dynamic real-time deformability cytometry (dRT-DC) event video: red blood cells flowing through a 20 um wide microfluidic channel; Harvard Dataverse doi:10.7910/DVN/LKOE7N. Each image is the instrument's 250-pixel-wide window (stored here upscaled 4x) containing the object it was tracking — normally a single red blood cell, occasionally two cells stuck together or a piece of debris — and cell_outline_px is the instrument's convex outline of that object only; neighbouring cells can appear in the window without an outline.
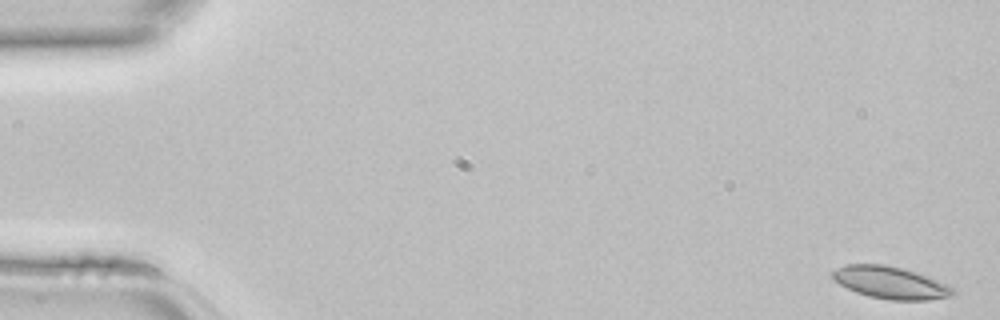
{"species": "common noctule bat (a hibernating species)", "species_latin": "Nyctalus noctula", "temperature_condition": "room temperature", "stored_images_in_passage": 45, "camera_frame_rate_fps": 3000, "um_per_image_px": 0.085, "animal": {"sex": "female", "body_mass_g": 22.7, "forearm_length_mm": 54.2}, "frame": {"image": 1, "passage_image": 1, "time_ms": 0.0, "image_size_px": [1000, 320], "cell_outline_px": [[956, 292], [952, 296], [928, 300], [892, 300], [868, 296], [856, 292], [832, 280], [832, 272], [836, 268], [848, 264], [884, 264], [916, 272], [928, 276], [948, 284]], "centroid_in_image_um": [75.69, 24.02], "position_along_channel_um": 9.3, "area_um2": 22.6}}
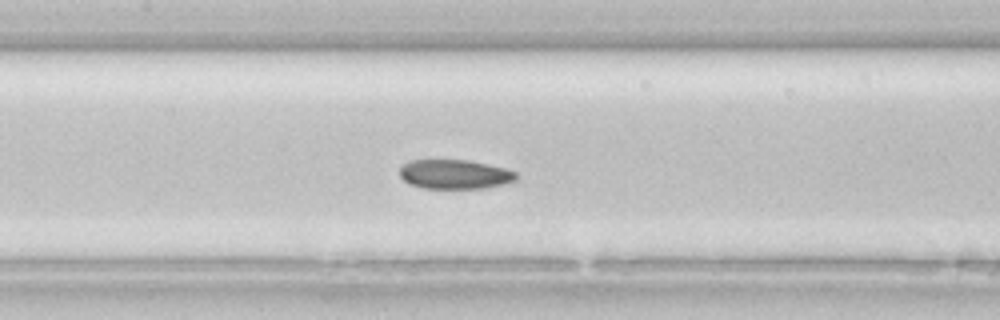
{"frame": {"image": 2, "passage_image": 21, "time_ms": 6.667, "image_size_px": [1000, 320], "cell_outline_px": [[516, 180], [504, 184], [484, 188], [420, 188], [408, 184], [400, 176], [400, 168], [408, 160], [468, 160], [488, 164], [504, 168], [516, 172]], "centroid_in_image_um": [38.62, 14.81], "position_along_channel_um": 168.8, "area_um2": 19.94}}
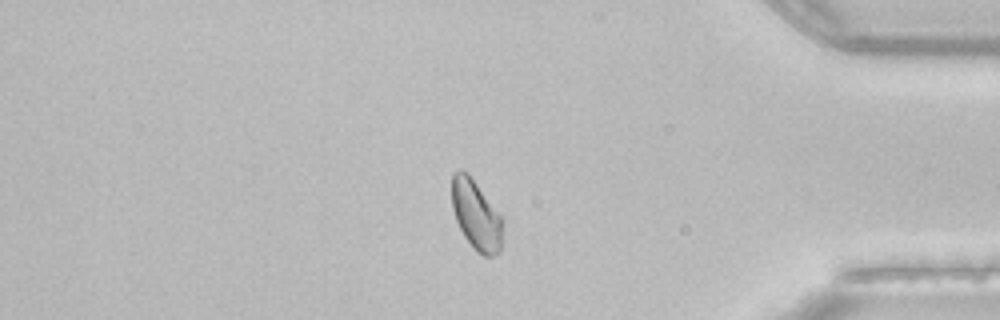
{"frame": {"image": 3, "passage_image": 38, "time_ms": 12.333, "image_size_px": [1000, 320], "cell_outline_px": [[504, 224], [500, 252], [492, 256], [484, 256], [476, 252], [472, 248], [464, 236], [456, 220], [452, 208], [452, 172], [468, 172], [504, 220]], "centroid_in_image_um": [40.49, 18.32], "position_along_channel_um": 394.7, "area_um2": 20.75}}